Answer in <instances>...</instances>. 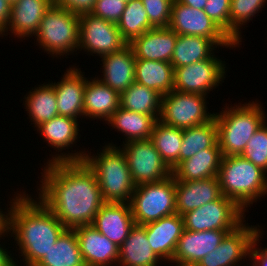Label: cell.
I'll list each match as a JSON object with an SVG mask.
<instances>
[{
	"label": "cell",
	"mask_w": 267,
	"mask_h": 266,
	"mask_svg": "<svg viewBox=\"0 0 267 266\" xmlns=\"http://www.w3.org/2000/svg\"><path fill=\"white\" fill-rule=\"evenodd\" d=\"M41 170L35 197L67 229L91 225L105 201L95 173L87 164L84 161L53 162L44 164Z\"/></svg>",
	"instance_id": "obj_1"
},
{
	"label": "cell",
	"mask_w": 267,
	"mask_h": 266,
	"mask_svg": "<svg viewBox=\"0 0 267 266\" xmlns=\"http://www.w3.org/2000/svg\"><path fill=\"white\" fill-rule=\"evenodd\" d=\"M66 229L35 195L25 191L10 213L9 235L10 239L13 237L12 243H16L12 246L16 248L15 253L18 251L19 256L14 255L18 266H35Z\"/></svg>",
	"instance_id": "obj_2"
},
{
	"label": "cell",
	"mask_w": 267,
	"mask_h": 266,
	"mask_svg": "<svg viewBox=\"0 0 267 266\" xmlns=\"http://www.w3.org/2000/svg\"><path fill=\"white\" fill-rule=\"evenodd\" d=\"M243 101L233 105L225 103L222 110L214 112L222 156L241 155L249 139L267 121L263 102L258 99Z\"/></svg>",
	"instance_id": "obj_3"
},
{
	"label": "cell",
	"mask_w": 267,
	"mask_h": 266,
	"mask_svg": "<svg viewBox=\"0 0 267 266\" xmlns=\"http://www.w3.org/2000/svg\"><path fill=\"white\" fill-rule=\"evenodd\" d=\"M108 142L96 153L87 150L83 161L95 173L105 202L129 203L136 186L122 149Z\"/></svg>",
	"instance_id": "obj_4"
},
{
	"label": "cell",
	"mask_w": 267,
	"mask_h": 266,
	"mask_svg": "<svg viewBox=\"0 0 267 266\" xmlns=\"http://www.w3.org/2000/svg\"><path fill=\"white\" fill-rule=\"evenodd\" d=\"M218 179L222 195L246 213L267 197V173L241 155L222 157Z\"/></svg>",
	"instance_id": "obj_5"
},
{
	"label": "cell",
	"mask_w": 267,
	"mask_h": 266,
	"mask_svg": "<svg viewBox=\"0 0 267 266\" xmlns=\"http://www.w3.org/2000/svg\"><path fill=\"white\" fill-rule=\"evenodd\" d=\"M79 19V14L53 2L41 19L34 43L52 59L69 58L74 53L77 56Z\"/></svg>",
	"instance_id": "obj_6"
},
{
	"label": "cell",
	"mask_w": 267,
	"mask_h": 266,
	"mask_svg": "<svg viewBox=\"0 0 267 266\" xmlns=\"http://www.w3.org/2000/svg\"><path fill=\"white\" fill-rule=\"evenodd\" d=\"M129 204L136 225H145L175 214L174 176L136 186Z\"/></svg>",
	"instance_id": "obj_7"
},
{
	"label": "cell",
	"mask_w": 267,
	"mask_h": 266,
	"mask_svg": "<svg viewBox=\"0 0 267 266\" xmlns=\"http://www.w3.org/2000/svg\"><path fill=\"white\" fill-rule=\"evenodd\" d=\"M206 95L172 90L162 96L158 120L165 125L186 129L211 121L215 111L209 112Z\"/></svg>",
	"instance_id": "obj_8"
},
{
	"label": "cell",
	"mask_w": 267,
	"mask_h": 266,
	"mask_svg": "<svg viewBox=\"0 0 267 266\" xmlns=\"http://www.w3.org/2000/svg\"><path fill=\"white\" fill-rule=\"evenodd\" d=\"M79 124L81 125L80 121L77 119L57 115L50 121L40 124L35 129V131L37 130L36 132L39 136L44 140L43 142H46L48 147L56 150L55 152L50 150L51 154L49 156L51 157L45 160L44 164L84 160L87 152L86 150L88 149L81 148V150L78 149L79 151L76 149L71 150L73 149L72 147L77 146L76 144L81 138V134L79 132H81L82 129H80L81 126Z\"/></svg>",
	"instance_id": "obj_9"
},
{
	"label": "cell",
	"mask_w": 267,
	"mask_h": 266,
	"mask_svg": "<svg viewBox=\"0 0 267 266\" xmlns=\"http://www.w3.org/2000/svg\"><path fill=\"white\" fill-rule=\"evenodd\" d=\"M182 217L184 229L189 231L235 230L245 221L246 213L233 200L222 195Z\"/></svg>",
	"instance_id": "obj_10"
},
{
	"label": "cell",
	"mask_w": 267,
	"mask_h": 266,
	"mask_svg": "<svg viewBox=\"0 0 267 266\" xmlns=\"http://www.w3.org/2000/svg\"><path fill=\"white\" fill-rule=\"evenodd\" d=\"M127 44L122 38L117 24L91 13L80 14L78 54L83 50L82 53L85 52L87 56L100 58L121 50Z\"/></svg>",
	"instance_id": "obj_11"
},
{
	"label": "cell",
	"mask_w": 267,
	"mask_h": 266,
	"mask_svg": "<svg viewBox=\"0 0 267 266\" xmlns=\"http://www.w3.org/2000/svg\"><path fill=\"white\" fill-rule=\"evenodd\" d=\"M119 147L126 157L135 186L159 182L172 176V169L161 158L150 139L121 143Z\"/></svg>",
	"instance_id": "obj_12"
},
{
	"label": "cell",
	"mask_w": 267,
	"mask_h": 266,
	"mask_svg": "<svg viewBox=\"0 0 267 266\" xmlns=\"http://www.w3.org/2000/svg\"><path fill=\"white\" fill-rule=\"evenodd\" d=\"M222 59H205L174 68V90L208 97L211 91L219 88V84L222 86L228 75V63Z\"/></svg>",
	"instance_id": "obj_13"
},
{
	"label": "cell",
	"mask_w": 267,
	"mask_h": 266,
	"mask_svg": "<svg viewBox=\"0 0 267 266\" xmlns=\"http://www.w3.org/2000/svg\"><path fill=\"white\" fill-rule=\"evenodd\" d=\"M169 28L178 35H195L214 40L221 48H240L204 12L173 0Z\"/></svg>",
	"instance_id": "obj_14"
},
{
	"label": "cell",
	"mask_w": 267,
	"mask_h": 266,
	"mask_svg": "<svg viewBox=\"0 0 267 266\" xmlns=\"http://www.w3.org/2000/svg\"><path fill=\"white\" fill-rule=\"evenodd\" d=\"M246 220L235 230L229 232L216 249L203 257L196 266L247 265L249 263L247 261L250 259L251 245L254 241L255 234L261 226L248 223V217Z\"/></svg>",
	"instance_id": "obj_15"
},
{
	"label": "cell",
	"mask_w": 267,
	"mask_h": 266,
	"mask_svg": "<svg viewBox=\"0 0 267 266\" xmlns=\"http://www.w3.org/2000/svg\"><path fill=\"white\" fill-rule=\"evenodd\" d=\"M76 65L75 63L69 66L58 82L50 81V79L49 82L54 86L58 114L82 122L86 75L79 65Z\"/></svg>",
	"instance_id": "obj_16"
},
{
	"label": "cell",
	"mask_w": 267,
	"mask_h": 266,
	"mask_svg": "<svg viewBox=\"0 0 267 266\" xmlns=\"http://www.w3.org/2000/svg\"><path fill=\"white\" fill-rule=\"evenodd\" d=\"M231 231L233 230H184L169 266H196L203 257L216 249Z\"/></svg>",
	"instance_id": "obj_17"
},
{
	"label": "cell",
	"mask_w": 267,
	"mask_h": 266,
	"mask_svg": "<svg viewBox=\"0 0 267 266\" xmlns=\"http://www.w3.org/2000/svg\"><path fill=\"white\" fill-rule=\"evenodd\" d=\"M53 2L54 0H18L11 5L9 25L0 35L1 39L8 35L19 41L34 39L42 17Z\"/></svg>",
	"instance_id": "obj_18"
},
{
	"label": "cell",
	"mask_w": 267,
	"mask_h": 266,
	"mask_svg": "<svg viewBox=\"0 0 267 266\" xmlns=\"http://www.w3.org/2000/svg\"><path fill=\"white\" fill-rule=\"evenodd\" d=\"M101 59V60H100ZM101 77L96 78L119 95L135 82L136 58L129 44L119 51L100 57ZM102 69V70H101Z\"/></svg>",
	"instance_id": "obj_19"
},
{
	"label": "cell",
	"mask_w": 267,
	"mask_h": 266,
	"mask_svg": "<svg viewBox=\"0 0 267 266\" xmlns=\"http://www.w3.org/2000/svg\"><path fill=\"white\" fill-rule=\"evenodd\" d=\"M86 266H117L119 246L92 225L74 228Z\"/></svg>",
	"instance_id": "obj_20"
},
{
	"label": "cell",
	"mask_w": 267,
	"mask_h": 266,
	"mask_svg": "<svg viewBox=\"0 0 267 266\" xmlns=\"http://www.w3.org/2000/svg\"><path fill=\"white\" fill-rule=\"evenodd\" d=\"M91 225L120 247L135 225L130 204L105 202Z\"/></svg>",
	"instance_id": "obj_21"
},
{
	"label": "cell",
	"mask_w": 267,
	"mask_h": 266,
	"mask_svg": "<svg viewBox=\"0 0 267 266\" xmlns=\"http://www.w3.org/2000/svg\"><path fill=\"white\" fill-rule=\"evenodd\" d=\"M147 239L154 253L168 265L184 229L183 217L177 213L145 224Z\"/></svg>",
	"instance_id": "obj_22"
},
{
	"label": "cell",
	"mask_w": 267,
	"mask_h": 266,
	"mask_svg": "<svg viewBox=\"0 0 267 266\" xmlns=\"http://www.w3.org/2000/svg\"><path fill=\"white\" fill-rule=\"evenodd\" d=\"M221 196L218 176L192 181L175 179V207L176 213L181 216Z\"/></svg>",
	"instance_id": "obj_23"
},
{
	"label": "cell",
	"mask_w": 267,
	"mask_h": 266,
	"mask_svg": "<svg viewBox=\"0 0 267 266\" xmlns=\"http://www.w3.org/2000/svg\"><path fill=\"white\" fill-rule=\"evenodd\" d=\"M178 34L169 27H155L130 43L136 59L171 63Z\"/></svg>",
	"instance_id": "obj_24"
},
{
	"label": "cell",
	"mask_w": 267,
	"mask_h": 266,
	"mask_svg": "<svg viewBox=\"0 0 267 266\" xmlns=\"http://www.w3.org/2000/svg\"><path fill=\"white\" fill-rule=\"evenodd\" d=\"M95 77H86L83 118L104 123L120 107V95Z\"/></svg>",
	"instance_id": "obj_25"
},
{
	"label": "cell",
	"mask_w": 267,
	"mask_h": 266,
	"mask_svg": "<svg viewBox=\"0 0 267 266\" xmlns=\"http://www.w3.org/2000/svg\"><path fill=\"white\" fill-rule=\"evenodd\" d=\"M222 157L221 149L217 142L212 148L203 149L193 157L181 161L172 170V175L179 181L217 177Z\"/></svg>",
	"instance_id": "obj_26"
},
{
	"label": "cell",
	"mask_w": 267,
	"mask_h": 266,
	"mask_svg": "<svg viewBox=\"0 0 267 266\" xmlns=\"http://www.w3.org/2000/svg\"><path fill=\"white\" fill-rule=\"evenodd\" d=\"M162 263L150 247L145 225L135 224L119 247L117 266H159Z\"/></svg>",
	"instance_id": "obj_27"
},
{
	"label": "cell",
	"mask_w": 267,
	"mask_h": 266,
	"mask_svg": "<svg viewBox=\"0 0 267 266\" xmlns=\"http://www.w3.org/2000/svg\"><path fill=\"white\" fill-rule=\"evenodd\" d=\"M159 115H145L136 113L121 107L112 114L104 124L115 129L114 131L123 134L122 143L133 140H147L152 135V130Z\"/></svg>",
	"instance_id": "obj_28"
},
{
	"label": "cell",
	"mask_w": 267,
	"mask_h": 266,
	"mask_svg": "<svg viewBox=\"0 0 267 266\" xmlns=\"http://www.w3.org/2000/svg\"><path fill=\"white\" fill-rule=\"evenodd\" d=\"M24 108L26 110L27 119L33 124V130L42 123L50 121L58 114L57 100L54 86L48 81L40 83L32 87L23 97Z\"/></svg>",
	"instance_id": "obj_29"
},
{
	"label": "cell",
	"mask_w": 267,
	"mask_h": 266,
	"mask_svg": "<svg viewBox=\"0 0 267 266\" xmlns=\"http://www.w3.org/2000/svg\"><path fill=\"white\" fill-rule=\"evenodd\" d=\"M219 49L220 46L214 40L195 35H178L171 64L179 68L205 59H220L216 54Z\"/></svg>",
	"instance_id": "obj_30"
},
{
	"label": "cell",
	"mask_w": 267,
	"mask_h": 266,
	"mask_svg": "<svg viewBox=\"0 0 267 266\" xmlns=\"http://www.w3.org/2000/svg\"><path fill=\"white\" fill-rule=\"evenodd\" d=\"M135 82L164 96L174 89V67L169 62L136 59Z\"/></svg>",
	"instance_id": "obj_31"
},
{
	"label": "cell",
	"mask_w": 267,
	"mask_h": 266,
	"mask_svg": "<svg viewBox=\"0 0 267 266\" xmlns=\"http://www.w3.org/2000/svg\"><path fill=\"white\" fill-rule=\"evenodd\" d=\"M35 266H86L74 229H66Z\"/></svg>",
	"instance_id": "obj_32"
},
{
	"label": "cell",
	"mask_w": 267,
	"mask_h": 266,
	"mask_svg": "<svg viewBox=\"0 0 267 266\" xmlns=\"http://www.w3.org/2000/svg\"><path fill=\"white\" fill-rule=\"evenodd\" d=\"M182 138L183 129L165 125L159 120L155 122L150 140L172 170L179 164Z\"/></svg>",
	"instance_id": "obj_33"
},
{
	"label": "cell",
	"mask_w": 267,
	"mask_h": 266,
	"mask_svg": "<svg viewBox=\"0 0 267 266\" xmlns=\"http://www.w3.org/2000/svg\"><path fill=\"white\" fill-rule=\"evenodd\" d=\"M162 95L134 82L120 94V107L145 115H160Z\"/></svg>",
	"instance_id": "obj_34"
},
{
	"label": "cell",
	"mask_w": 267,
	"mask_h": 266,
	"mask_svg": "<svg viewBox=\"0 0 267 266\" xmlns=\"http://www.w3.org/2000/svg\"><path fill=\"white\" fill-rule=\"evenodd\" d=\"M217 142V123L215 118L209 122L183 129L179 163L193 157L203 149L212 148Z\"/></svg>",
	"instance_id": "obj_35"
},
{
	"label": "cell",
	"mask_w": 267,
	"mask_h": 266,
	"mask_svg": "<svg viewBox=\"0 0 267 266\" xmlns=\"http://www.w3.org/2000/svg\"><path fill=\"white\" fill-rule=\"evenodd\" d=\"M122 38L129 44L134 38L155 28L148 19L142 0L126 2L125 10L117 23Z\"/></svg>",
	"instance_id": "obj_36"
},
{
	"label": "cell",
	"mask_w": 267,
	"mask_h": 266,
	"mask_svg": "<svg viewBox=\"0 0 267 266\" xmlns=\"http://www.w3.org/2000/svg\"><path fill=\"white\" fill-rule=\"evenodd\" d=\"M267 0H231L230 5V39L238 44L244 43L241 29L262 13ZM257 14V15H256Z\"/></svg>",
	"instance_id": "obj_37"
},
{
	"label": "cell",
	"mask_w": 267,
	"mask_h": 266,
	"mask_svg": "<svg viewBox=\"0 0 267 266\" xmlns=\"http://www.w3.org/2000/svg\"><path fill=\"white\" fill-rule=\"evenodd\" d=\"M241 156L267 173V121L249 139Z\"/></svg>",
	"instance_id": "obj_38"
},
{
	"label": "cell",
	"mask_w": 267,
	"mask_h": 266,
	"mask_svg": "<svg viewBox=\"0 0 267 266\" xmlns=\"http://www.w3.org/2000/svg\"><path fill=\"white\" fill-rule=\"evenodd\" d=\"M173 0H142L149 22L154 27H169Z\"/></svg>",
	"instance_id": "obj_39"
},
{
	"label": "cell",
	"mask_w": 267,
	"mask_h": 266,
	"mask_svg": "<svg viewBox=\"0 0 267 266\" xmlns=\"http://www.w3.org/2000/svg\"><path fill=\"white\" fill-rule=\"evenodd\" d=\"M231 0H207L204 12L230 37Z\"/></svg>",
	"instance_id": "obj_40"
},
{
	"label": "cell",
	"mask_w": 267,
	"mask_h": 266,
	"mask_svg": "<svg viewBox=\"0 0 267 266\" xmlns=\"http://www.w3.org/2000/svg\"><path fill=\"white\" fill-rule=\"evenodd\" d=\"M124 0H96L89 13L117 24L125 10Z\"/></svg>",
	"instance_id": "obj_41"
},
{
	"label": "cell",
	"mask_w": 267,
	"mask_h": 266,
	"mask_svg": "<svg viewBox=\"0 0 267 266\" xmlns=\"http://www.w3.org/2000/svg\"><path fill=\"white\" fill-rule=\"evenodd\" d=\"M263 229L264 227H261L255 234L254 241L250 248L249 262L252 266H267V245L262 247L263 244L260 243L264 236Z\"/></svg>",
	"instance_id": "obj_42"
},
{
	"label": "cell",
	"mask_w": 267,
	"mask_h": 266,
	"mask_svg": "<svg viewBox=\"0 0 267 266\" xmlns=\"http://www.w3.org/2000/svg\"><path fill=\"white\" fill-rule=\"evenodd\" d=\"M25 192V190L16 191L13 194V197L11 196L10 201L7 200L8 204H6V208H1L0 205V237H8L9 235V227H10V213L12 210V206L15 203V201ZM2 202H0L1 204ZM9 205V206H8ZM9 207V208H8ZM6 210V211H5Z\"/></svg>",
	"instance_id": "obj_43"
},
{
	"label": "cell",
	"mask_w": 267,
	"mask_h": 266,
	"mask_svg": "<svg viewBox=\"0 0 267 266\" xmlns=\"http://www.w3.org/2000/svg\"><path fill=\"white\" fill-rule=\"evenodd\" d=\"M96 0H54V2L65 9L76 14L89 13Z\"/></svg>",
	"instance_id": "obj_44"
},
{
	"label": "cell",
	"mask_w": 267,
	"mask_h": 266,
	"mask_svg": "<svg viewBox=\"0 0 267 266\" xmlns=\"http://www.w3.org/2000/svg\"><path fill=\"white\" fill-rule=\"evenodd\" d=\"M11 16V4L0 0V35L7 29Z\"/></svg>",
	"instance_id": "obj_45"
},
{
	"label": "cell",
	"mask_w": 267,
	"mask_h": 266,
	"mask_svg": "<svg viewBox=\"0 0 267 266\" xmlns=\"http://www.w3.org/2000/svg\"><path fill=\"white\" fill-rule=\"evenodd\" d=\"M9 237H10V235L8 236V240H6V241H5V238H7V237H0V240L2 241V239H3V241H4V242L0 241V243H1L0 244V266H8L14 260V254L15 253H13V251L9 250V248H11V247L8 246V248H6L7 245H5V244H7V241L9 242V240H10Z\"/></svg>",
	"instance_id": "obj_46"
},
{
	"label": "cell",
	"mask_w": 267,
	"mask_h": 266,
	"mask_svg": "<svg viewBox=\"0 0 267 266\" xmlns=\"http://www.w3.org/2000/svg\"><path fill=\"white\" fill-rule=\"evenodd\" d=\"M195 9L204 10L207 0H176Z\"/></svg>",
	"instance_id": "obj_47"
},
{
	"label": "cell",
	"mask_w": 267,
	"mask_h": 266,
	"mask_svg": "<svg viewBox=\"0 0 267 266\" xmlns=\"http://www.w3.org/2000/svg\"><path fill=\"white\" fill-rule=\"evenodd\" d=\"M8 266H18V264L14 259Z\"/></svg>",
	"instance_id": "obj_48"
},
{
	"label": "cell",
	"mask_w": 267,
	"mask_h": 266,
	"mask_svg": "<svg viewBox=\"0 0 267 266\" xmlns=\"http://www.w3.org/2000/svg\"><path fill=\"white\" fill-rule=\"evenodd\" d=\"M11 5L15 4L18 0H7Z\"/></svg>",
	"instance_id": "obj_49"
}]
</instances>
